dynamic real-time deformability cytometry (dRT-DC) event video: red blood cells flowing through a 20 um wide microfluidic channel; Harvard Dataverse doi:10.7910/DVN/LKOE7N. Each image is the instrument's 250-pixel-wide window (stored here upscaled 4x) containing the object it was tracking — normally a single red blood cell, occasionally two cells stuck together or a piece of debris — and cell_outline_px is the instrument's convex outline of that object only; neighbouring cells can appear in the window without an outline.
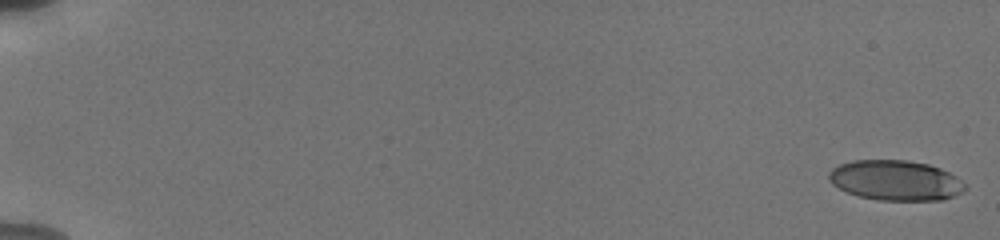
{"species": "human", "species_latin": "Homo sapiens", "temperature_condition": "cold", "stored_images_in_passage": 56, "camera_frame_rate_fps": 3000, "um_per_image_px": 0.085, "donor": {"sex": "male"}, "frame": {"image": 1, "passage_image": 1, "time_ms": 0.0, "image_size_px": [1000, 240], "cell_outline_px": [[968, 188], [964, 192], [940, 200], [880, 200], [856, 196], [832, 184], [828, 180], [828, 172], [832, 168], [840, 164], [852, 160], [908, 160], [928, 164], [940, 168], [956, 176], [968, 184]], "centroid_in_image_um": [76.14, 15.33], "position_along_channel_um": 8.9, "area_um2": 32.14}}
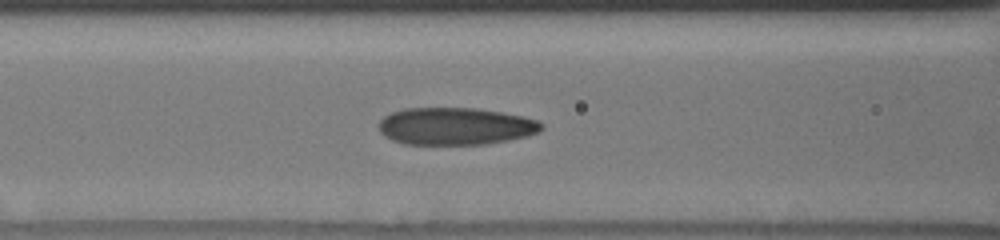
{"frame": {"image": 2, "passage_image": 26, "time_ms": 8.333, "image_size_px": [1000, 240], "cell_outline_px": [[544, 128], [540, 132], [528, 136], [508, 140], [484, 144], [404, 144], [392, 140], [384, 136], [380, 132], [380, 120], [384, 116], [392, 112], [404, 108], [476, 108], [500, 112], [520, 116], [536, 120], [544, 124]], "centroid_in_image_um": [38.72, 10.73], "position_along_channel_um": 127.9, "area_um2": 35.37}}
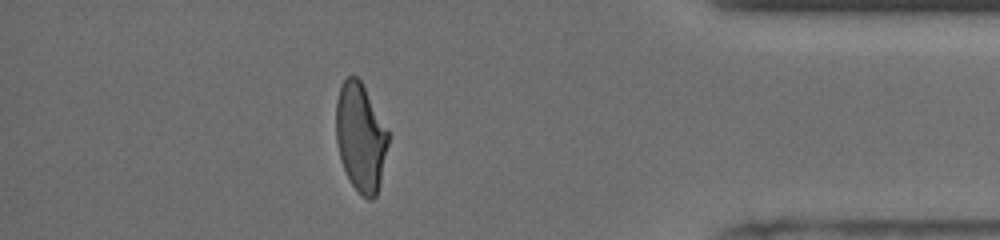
{"frame": {"image": 3, "passage_image": 50, "time_ms": 16.333, "image_size_px": [1000, 240], "cell_outline_px": [[388, 144], [380, 180], [376, 196], [372, 200], [368, 200], [352, 184], [340, 160], [336, 144], [336, 100], [340, 88], [344, 80], [348, 76], [356, 76], [360, 80], [388, 132]], "centroid_in_image_um": [30.62, 11.67], "position_along_channel_um": 404.6, "area_um2": 32.31}, "authors_computed_cell_mechanics": {"area_um2": 34.3043, "velocity_mm_per_s": 3.8184, "shape_relaxation_time_tau1_ms": 6.2196, "shape_relaxation_time_tau2_ms": 1.3832, "deformation_change_tau1": 0.1946, "deformation_change_tau2": 0.0775}}